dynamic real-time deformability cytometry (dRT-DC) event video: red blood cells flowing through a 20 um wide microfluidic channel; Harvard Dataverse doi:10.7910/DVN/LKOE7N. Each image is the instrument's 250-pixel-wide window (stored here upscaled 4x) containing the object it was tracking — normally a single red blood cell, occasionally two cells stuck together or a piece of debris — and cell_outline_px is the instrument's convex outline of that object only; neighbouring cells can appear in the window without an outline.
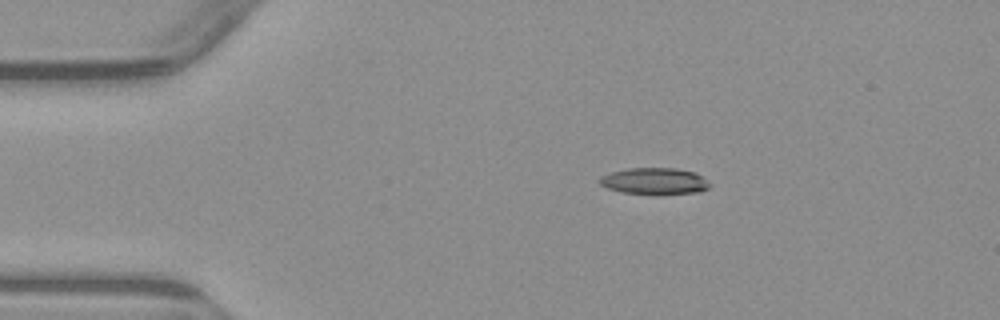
{"species": "common noctule bat (a hibernating species)", "species_latin": "Nyctalus noctula", "temperature_condition": "warm", "stored_images_in_passage": 2, "camera_frame_rate_fps": 3000, "um_per_image_px": 0.085, "animal": {"sex": "male", "body_mass_g": 23.1, "forearm_length_mm": 52.7}, "frame": {"image": 1, "passage_image": 1, "time_ms": 0.0, "image_size_px": [1000, 320], "cell_outline_px": [[712, 184], [708, 188], [700, 192], [656, 196], [620, 192], [608, 188], [600, 184], [596, 180], [600, 176], [612, 172], [628, 168], [676, 168], [696, 172]], "centroid_in_image_um": [55.64, 15.42], "position_along_channel_um": 29.4, "area_um2": 17.69}}